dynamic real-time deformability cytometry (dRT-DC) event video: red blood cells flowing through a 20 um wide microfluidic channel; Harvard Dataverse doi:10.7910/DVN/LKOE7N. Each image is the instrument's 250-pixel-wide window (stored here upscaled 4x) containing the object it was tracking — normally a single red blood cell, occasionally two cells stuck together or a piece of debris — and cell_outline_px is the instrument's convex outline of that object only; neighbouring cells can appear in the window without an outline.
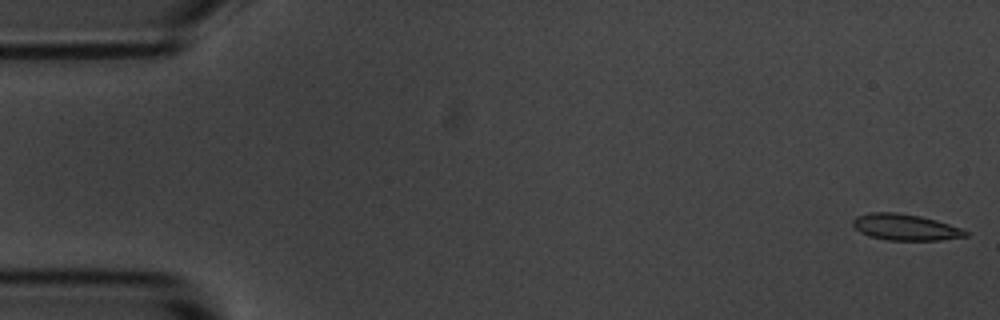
{"species": "common noctule bat (a hibernating species)", "species_latin": "Nyctalus noctula", "temperature_condition": "room temperature", "stored_images_in_passage": 5, "camera_frame_rate_fps": 3000, "um_per_image_px": 0.085, "animal": {"sex": "male", "body_mass_g": 20.1, "forearm_length_mm": 53.5}, "frame": {"image": 1, "passage_image": 1, "time_ms": 0.0, "image_size_px": [1000, 320], "cell_outline_px": [[968, 236], [940, 240], [888, 240], [868, 236], [860, 232], [852, 224], [852, 220], [856, 216], [872, 212], [896, 212], [920, 216], [936, 220], [960, 228], [968, 232]], "centroid_in_image_um": [76.92, 19.31], "position_along_channel_um": 8.1, "area_um2": 17.17}}
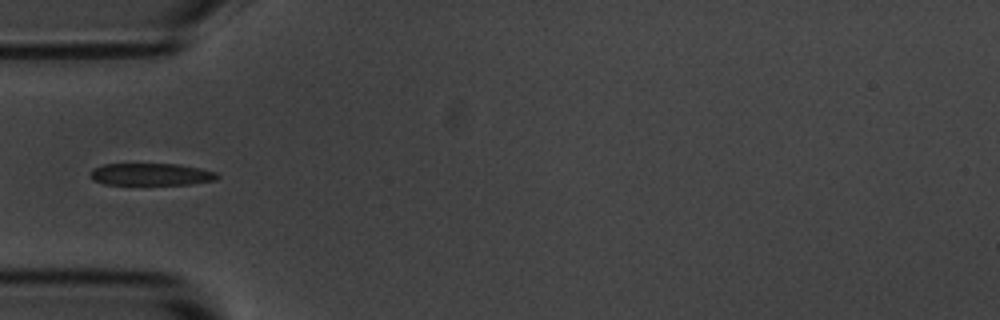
{"frame": {"image": 2, "passage_image": 5, "time_ms": 5.333, "image_size_px": [1000, 320], "cell_outline_px": [[220, 176], [216, 180], [192, 184], [104, 184], [92, 180], [88, 176], [92, 168], [104, 164], [180, 164], [200, 168], [216, 172]], "centroid_in_image_um": [12.82, 14.81], "position_along_channel_um": 72.2, "area_um2": 16.53}}